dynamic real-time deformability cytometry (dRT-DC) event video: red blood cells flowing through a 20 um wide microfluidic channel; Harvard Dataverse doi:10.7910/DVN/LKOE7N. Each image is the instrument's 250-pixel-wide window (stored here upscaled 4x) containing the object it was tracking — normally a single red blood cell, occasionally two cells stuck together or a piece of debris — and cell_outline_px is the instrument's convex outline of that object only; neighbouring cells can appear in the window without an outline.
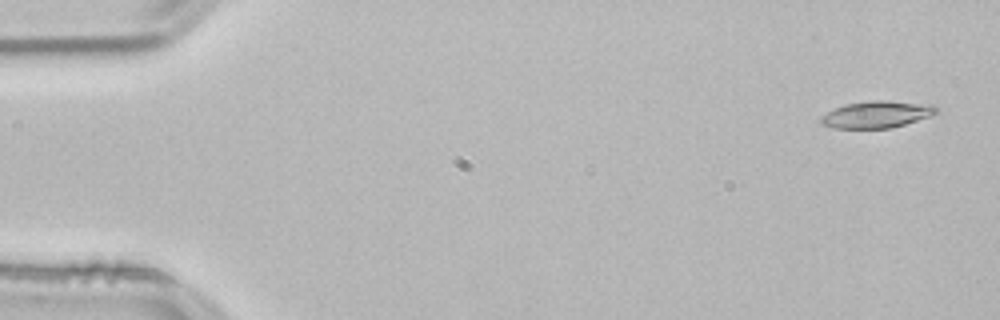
{"species": "common noctule bat (a hibernating species)", "species_latin": "Nyctalus noctula", "temperature_condition": "room temperature", "stored_images_in_passage": 10, "camera_frame_rate_fps": 3000, "um_per_image_px": 0.085, "animal": {"sex": "male", "body_mass_g": 21.5, "forearm_length_mm": 52.0}, "frame": {"image": 1, "passage_image": 2, "time_ms": 0.333, "image_size_px": [1000, 320], "cell_outline_px": [[940, 112], [932, 116], [904, 124], [888, 128], [832, 128], [820, 124], [820, 116], [836, 108], [848, 104], [872, 100], [884, 100], [936, 104], [940, 108]], "centroid_in_image_um": [74.6, 9.72], "position_along_channel_um": 10.4, "area_um2": 18.26}}